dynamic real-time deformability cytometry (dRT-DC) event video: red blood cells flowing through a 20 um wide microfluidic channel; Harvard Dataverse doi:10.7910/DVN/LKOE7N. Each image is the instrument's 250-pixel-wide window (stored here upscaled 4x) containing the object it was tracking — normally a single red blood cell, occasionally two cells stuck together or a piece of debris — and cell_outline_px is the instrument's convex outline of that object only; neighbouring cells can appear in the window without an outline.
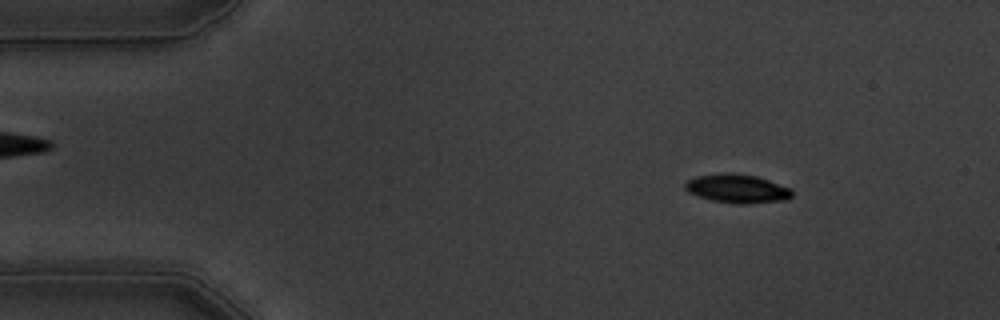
{"species": "common noctule bat (a hibernating species)", "species_latin": "Nyctalus noctula", "temperature_condition": "warm", "stored_images_in_passage": 56, "camera_frame_rate_fps": 3000, "um_per_image_px": 0.085, "animal": {"sex": "male", "body_mass_g": 19.5, "forearm_length_mm": 54.6}, "frame": {"image": 1, "passage_image": 7, "time_ms": 2.0, "image_size_px": [1000, 320], "cell_outline_px": [[792, 196], [788, 200], [744, 204], [736, 204], [712, 200], [688, 192], [684, 188], [684, 184], [688, 180], [696, 176], [724, 172], [732, 172], [756, 176], [792, 188]], "centroid_in_image_um": [62.68, 16.02], "position_along_channel_um": 22.3, "area_um2": 18.03}}
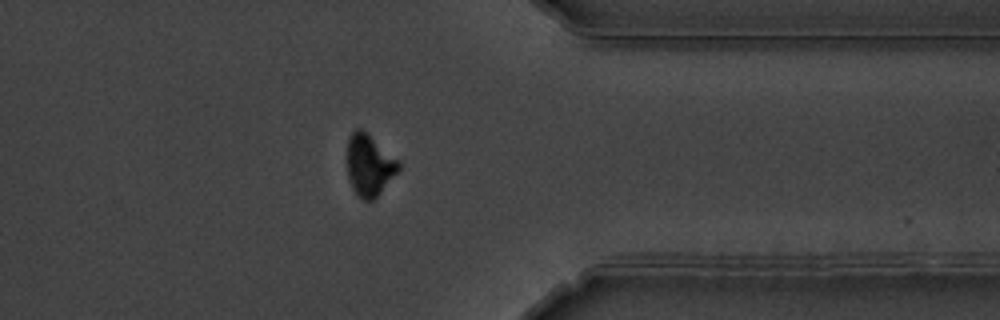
{"frame": {"image": 2, "passage_image": 44, "time_ms": 14.333, "image_size_px": [1000, 320], "cell_outline_px": [[400, 168], [380, 192], [372, 200], [364, 200], [356, 196], [348, 180], [348, 136], [356, 128], [360, 128], [368, 132], [400, 160]], "centroid_in_image_um": [31.39, 14.0], "position_along_channel_um": 380.0, "area_um2": 18.61}}
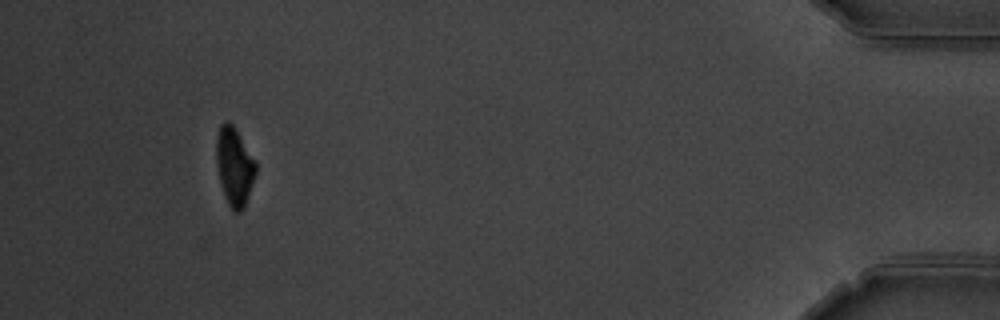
{"frame": {"image": 3, "passage_image": 52, "time_ms": 17.0, "image_size_px": [1000, 320], "cell_outline_px": [[256, 172], [244, 208], [240, 212], [236, 212], [228, 204], [224, 196], [216, 164], [216, 136], [220, 124], [224, 120], [228, 120], [236, 128], [256, 160]], "centroid_in_image_um": [19.92, 14.08], "position_along_channel_um": 415.3, "area_um2": 18.15}, "authors_computed_cell_mechanics": {"area_um2": 18.6405, "velocity_mm_per_s": 3.5683, "shape_relaxation_time_tau1_ms": 2.7907, "shape_relaxation_time_tau2_ms": 10.4996, "deformation_change_tau1": 0.1218, "deformation_change_tau2": 0.1472}}